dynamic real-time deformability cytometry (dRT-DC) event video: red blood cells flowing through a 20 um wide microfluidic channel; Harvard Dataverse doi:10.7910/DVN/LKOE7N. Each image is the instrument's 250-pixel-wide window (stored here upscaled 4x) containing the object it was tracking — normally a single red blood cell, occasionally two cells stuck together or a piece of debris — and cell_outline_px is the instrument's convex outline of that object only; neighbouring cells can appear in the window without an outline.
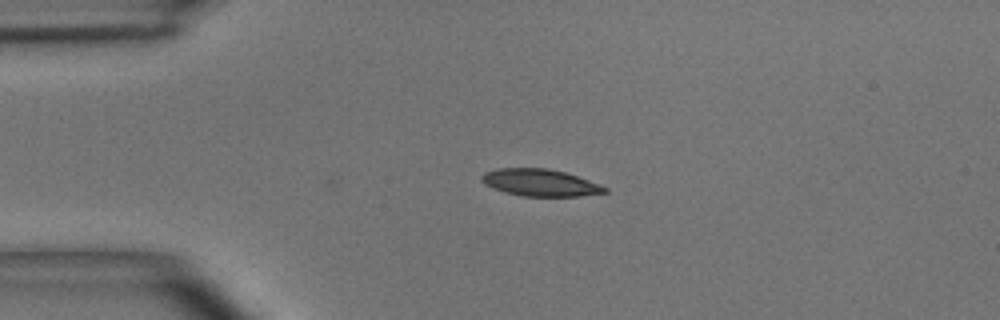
{"species": "common noctule bat (a hibernating species)", "species_latin": "Nyctalus noctula", "temperature_condition": "room temperature", "stored_images_in_passage": 40, "camera_frame_rate_fps": 3000, "um_per_image_px": 0.085, "animal": {"sex": "male", "body_mass_g": 15.6}, "frame": {"image": 1, "passage_image": 1, "time_ms": 0.0, "image_size_px": [1000, 320], "cell_outline_px": [[608, 192], [580, 196], [524, 196], [504, 192], [492, 188], [484, 184], [480, 180], [480, 176], [484, 172], [496, 168], [548, 168], [564, 172], [600, 184], [608, 188]], "centroid_in_image_um": [45.87, 15.52], "position_along_channel_um": 39.1, "area_um2": 19.48}}
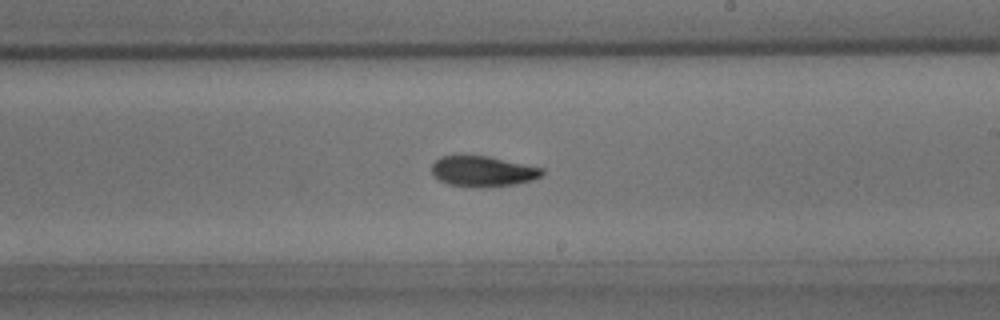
{"frame": {"image": 2, "passage_image": 19, "time_ms": 6.0, "image_size_px": [1000, 320], "cell_outline_px": [[544, 176], [532, 180], [516, 184], [480, 188], [448, 184], [432, 176], [432, 164], [440, 156], [488, 156], [544, 168]], "centroid_in_image_um": [41.06, 14.57], "position_along_channel_um": 247.9, "area_um2": 19.77}}
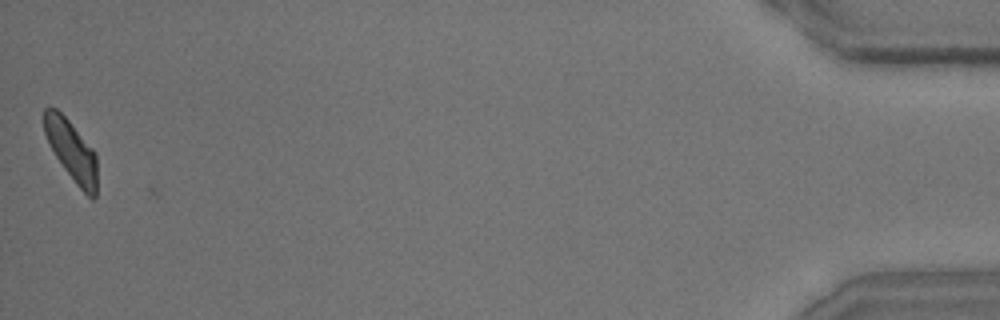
{"frame": {"image": 3, "passage_image": 40, "time_ms": 13.0, "image_size_px": [1000, 320], "cell_outline_px": [[96, 196], [92, 200], [76, 184], [64, 168], [56, 156], [44, 132], [44, 108], [56, 108], [68, 120], [96, 152]], "centroid_in_image_um": [6.09, 12.81], "position_along_channel_um": 429.1, "area_um2": 18.26}, "authors_computed_cell_mechanics": {"area_um2": 19.8254, "velocity_mm_per_s": 3.9161, "shape_relaxation_time_tau1_ms": 4.6202, "shape_relaxation_time_tau2_ms": 1.869, "deformation_change_tau1": 0.147, "deformation_change_tau2": 0.0764}}